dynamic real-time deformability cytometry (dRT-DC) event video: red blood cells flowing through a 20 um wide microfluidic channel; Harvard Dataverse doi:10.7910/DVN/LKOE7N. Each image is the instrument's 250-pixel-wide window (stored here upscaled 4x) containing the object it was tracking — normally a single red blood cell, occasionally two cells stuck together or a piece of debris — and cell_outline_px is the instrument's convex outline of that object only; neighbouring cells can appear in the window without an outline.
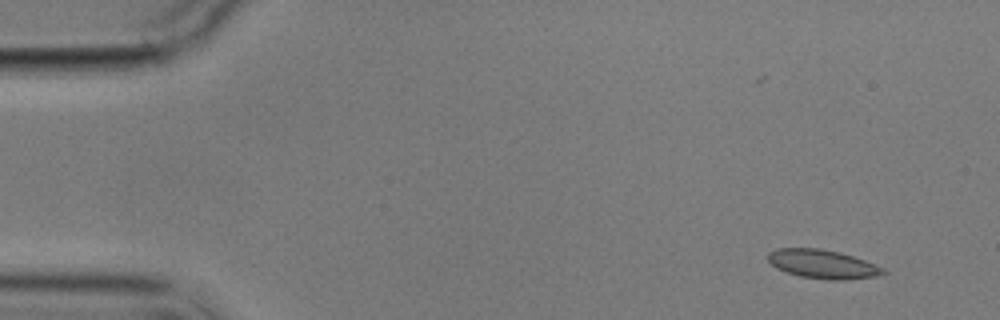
{"species": "common noctule bat (a hibernating species)", "species_latin": "Nyctalus noctula", "temperature_condition": "cold", "stored_images_in_passage": 5, "camera_frame_rate_fps": 3000, "um_per_image_px": 0.085, "animal": {"sex": "male", "body_mass_g": 17.9}, "frame": {"image": 1, "passage_image": 1, "time_ms": 0.0, "image_size_px": [1000, 320], "cell_outline_px": [[888, 272], [876, 276], [844, 280], [828, 280], [800, 276], [776, 268], [768, 260], [768, 252], [776, 248], [820, 248], [840, 252], [864, 260], [884, 268]], "centroid_in_image_um": [69.92, 22.44], "position_along_channel_um": 15.1, "area_um2": 19.31}}
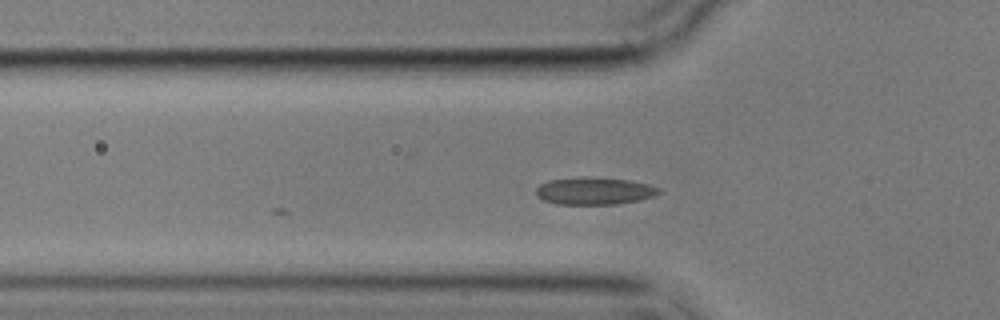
{"frame": {"image": 2, "passage_image": 5, "time_ms": 4.667, "image_size_px": [1000, 320], "cell_outline_px": [[660, 192], [656, 196], [640, 200], [616, 204], [556, 204], [544, 200], [536, 196], [536, 188], [540, 184], [548, 180], [588, 176], [632, 180], [648, 184], [660, 188]], "centroid_in_image_um": [50.53, 16.22], "position_along_channel_um": 75.3, "area_um2": 19.83}}